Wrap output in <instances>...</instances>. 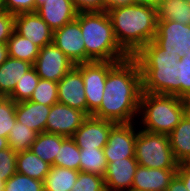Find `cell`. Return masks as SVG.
I'll return each mask as SVG.
<instances>
[{
  "label": "cell",
  "mask_w": 190,
  "mask_h": 191,
  "mask_svg": "<svg viewBox=\"0 0 190 191\" xmlns=\"http://www.w3.org/2000/svg\"><path fill=\"white\" fill-rule=\"evenodd\" d=\"M116 63L113 61H91L75 65L82 73L88 116L93 115L100 108L107 74Z\"/></svg>",
  "instance_id": "obj_6"
},
{
  "label": "cell",
  "mask_w": 190,
  "mask_h": 191,
  "mask_svg": "<svg viewBox=\"0 0 190 191\" xmlns=\"http://www.w3.org/2000/svg\"><path fill=\"white\" fill-rule=\"evenodd\" d=\"M54 166L80 171V149L72 137H64Z\"/></svg>",
  "instance_id": "obj_30"
},
{
  "label": "cell",
  "mask_w": 190,
  "mask_h": 191,
  "mask_svg": "<svg viewBox=\"0 0 190 191\" xmlns=\"http://www.w3.org/2000/svg\"><path fill=\"white\" fill-rule=\"evenodd\" d=\"M107 13L117 43L129 56H134L154 40L158 22L156 7L134 3L111 9Z\"/></svg>",
  "instance_id": "obj_2"
},
{
  "label": "cell",
  "mask_w": 190,
  "mask_h": 191,
  "mask_svg": "<svg viewBox=\"0 0 190 191\" xmlns=\"http://www.w3.org/2000/svg\"><path fill=\"white\" fill-rule=\"evenodd\" d=\"M134 4L132 0H104V11Z\"/></svg>",
  "instance_id": "obj_42"
},
{
  "label": "cell",
  "mask_w": 190,
  "mask_h": 191,
  "mask_svg": "<svg viewBox=\"0 0 190 191\" xmlns=\"http://www.w3.org/2000/svg\"><path fill=\"white\" fill-rule=\"evenodd\" d=\"M78 13L103 12L104 0H71Z\"/></svg>",
  "instance_id": "obj_40"
},
{
  "label": "cell",
  "mask_w": 190,
  "mask_h": 191,
  "mask_svg": "<svg viewBox=\"0 0 190 191\" xmlns=\"http://www.w3.org/2000/svg\"><path fill=\"white\" fill-rule=\"evenodd\" d=\"M9 148L8 139L0 137V151Z\"/></svg>",
  "instance_id": "obj_46"
},
{
  "label": "cell",
  "mask_w": 190,
  "mask_h": 191,
  "mask_svg": "<svg viewBox=\"0 0 190 191\" xmlns=\"http://www.w3.org/2000/svg\"><path fill=\"white\" fill-rule=\"evenodd\" d=\"M16 155L10 147L0 151V179L7 181L16 172Z\"/></svg>",
  "instance_id": "obj_37"
},
{
  "label": "cell",
  "mask_w": 190,
  "mask_h": 191,
  "mask_svg": "<svg viewBox=\"0 0 190 191\" xmlns=\"http://www.w3.org/2000/svg\"><path fill=\"white\" fill-rule=\"evenodd\" d=\"M139 66H177L180 56L163 50L154 40L143 46L133 56Z\"/></svg>",
  "instance_id": "obj_21"
},
{
  "label": "cell",
  "mask_w": 190,
  "mask_h": 191,
  "mask_svg": "<svg viewBox=\"0 0 190 191\" xmlns=\"http://www.w3.org/2000/svg\"><path fill=\"white\" fill-rule=\"evenodd\" d=\"M9 57L7 44H0V65Z\"/></svg>",
  "instance_id": "obj_44"
},
{
  "label": "cell",
  "mask_w": 190,
  "mask_h": 191,
  "mask_svg": "<svg viewBox=\"0 0 190 191\" xmlns=\"http://www.w3.org/2000/svg\"><path fill=\"white\" fill-rule=\"evenodd\" d=\"M40 77L36 73V70L32 66L19 81L16 83V86L13 92L8 96L14 102H22L30 100L33 91L38 85Z\"/></svg>",
  "instance_id": "obj_31"
},
{
  "label": "cell",
  "mask_w": 190,
  "mask_h": 191,
  "mask_svg": "<svg viewBox=\"0 0 190 191\" xmlns=\"http://www.w3.org/2000/svg\"><path fill=\"white\" fill-rule=\"evenodd\" d=\"M142 76L133 56L117 62L108 72L100 108L92 115L114 123H131L139 112Z\"/></svg>",
  "instance_id": "obj_1"
},
{
  "label": "cell",
  "mask_w": 190,
  "mask_h": 191,
  "mask_svg": "<svg viewBox=\"0 0 190 191\" xmlns=\"http://www.w3.org/2000/svg\"><path fill=\"white\" fill-rule=\"evenodd\" d=\"M30 101L52 106L58 102V82L39 79Z\"/></svg>",
  "instance_id": "obj_32"
},
{
  "label": "cell",
  "mask_w": 190,
  "mask_h": 191,
  "mask_svg": "<svg viewBox=\"0 0 190 191\" xmlns=\"http://www.w3.org/2000/svg\"><path fill=\"white\" fill-rule=\"evenodd\" d=\"M79 172L73 169L52 166L43 181L44 191H71L77 182Z\"/></svg>",
  "instance_id": "obj_25"
},
{
  "label": "cell",
  "mask_w": 190,
  "mask_h": 191,
  "mask_svg": "<svg viewBox=\"0 0 190 191\" xmlns=\"http://www.w3.org/2000/svg\"><path fill=\"white\" fill-rule=\"evenodd\" d=\"M15 15L9 12L0 14V44H6L14 31Z\"/></svg>",
  "instance_id": "obj_39"
},
{
  "label": "cell",
  "mask_w": 190,
  "mask_h": 191,
  "mask_svg": "<svg viewBox=\"0 0 190 191\" xmlns=\"http://www.w3.org/2000/svg\"><path fill=\"white\" fill-rule=\"evenodd\" d=\"M37 134L36 131L16 121L7 138L9 147L15 153L30 150L31 145L36 140Z\"/></svg>",
  "instance_id": "obj_29"
},
{
  "label": "cell",
  "mask_w": 190,
  "mask_h": 191,
  "mask_svg": "<svg viewBox=\"0 0 190 191\" xmlns=\"http://www.w3.org/2000/svg\"><path fill=\"white\" fill-rule=\"evenodd\" d=\"M177 69L178 73V97L185 99L190 97V53L187 56H181Z\"/></svg>",
  "instance_id": "obj_36"
},
{
  "label": "cell",
  "mask_w": 190,
  "mask_h": 191,
  "mask_svg": "<svg viewBox=\"0 0 190 191\" xmlns=\"http://www.w3.org/2000/svg\"><path fill=\"white\" fill-rule=\"evenodd\" d=\"M165 0H149V5L158 7L161 3H163Z\"/></svg>",
  "instance_id": "obj_47"
},
{
  "label": "cell",
  "mask_w": 190,
  "mask_h": 191,
  "mask_svg": "<svg viewBox=\"0 0 190 191\" xmlns=\"http://www.w3.org/2000/svg\"><path fill=\"white\" fill-rule=\"evenodd\" d=\"M138 166L135 158H123L108 162L104 176L106 191L132 189L133 178Z\"/></svg>",
  "instance_id": "obj_16"
},
{
  "label": "cell",
  "mask_w": 190,
  "mask_h": 191,
  "mask_svg": "<svg viewBox=\"0 0 190 191\" xmlns=\"http://www.w3.org/2000/svg\"><path fill=\"white\" fill-rule=\"evenodd\" d=\"M14 30L40 48L53 43V31L37 12L15 15Z\"/></svg>",
  "instance_id": "obj_14"
},
{
  "label": "cell",
  "mask_w": 190,
  "mask_h": 191,
  "mask_svg": "<svg viewBox=\"0 0 190 191\" xmlns=\"http://www.w3.org/2000/svg\"><path fill=\"white\" fill-rule=\"evenodd\" d=\"M176 175L182 180L186 189L190 191V165L188 163H179Z\"/></svg>",
  "instance_id": "obj_41"
},
{
  "label": "cell",
  "mask_w": 190,
  "mask_h": 191,
  "mask_svg": "<svg viewBox=\"0 0 190 191\" xmlns=\"http://www.w3.org/2000/svg\"><path fill=\"white\" fill-rule=\"evenodd\" d=\"M142 76V92L174 95L178 97L177 66H139Z\"/></svg>",
  "instance_id": "obj_8"
},
{
  "label": "cell",
  "mask_w": 190,
  "mask_h": 191,
  "mask_svg": "<svg viewBox=\"0 0 190 191\" xmlns=\"http://www.w3.org/2000/svg\"><path fill=\"white\" fill-rule=\"evenodd\" d=\"M139 112L144 115L143 130L169 135L185 115L184 101L174 95L142 92Z\"/></svg>",
  "instance_id": "obj_4"
},
{
  "label": "cell",
  "mask_w": 190,
  "mask_h": 191,
  "mask_svg": "<svg viewBox=\"0 0 190 191\" xmlns=\"http://www.w3.org/2000/svg\"><path fill=\"white\" fill-rule=\"evenodd\" d=\"M183 101H184L185 115L190 119V97L183 99Z\"/></svg>",
  "instance_id": "obj_45"
},
{
  "label": "cell",
  "mask_w": 190,
  "mask_h": 191,
  "mask_svg": "<svg viewBox=\"0 0 190 191\" xmlns=\"http://www.w3.org/2000/svg\"><path fill=\"white\" fill-rule=\"evenodd\" d=\"M154 41L166 52L187 56L190 53V25L158 20Z\"/></svg>",
  "instance_id": "obj_7"
},
{
  "label": "cell",
  "mask_w": 190,
  "mask_h": 191,
  "mask_svg": "<svg viewBox=\"0 0 190 191\" xmlns=\"http://www.w3.org/2000/svg\"><path fill=\"white\" fill-rule=\"evenodd\" d=\"M85 42V62H119L129 55L117 43L111 20L106 11L77 14Z\"/></svg>",
  "instance_id": "obj_3"
},
{
  "label": "cell",
  "mask_w": 190,
  "mask_h": 191,
  "mask_svg": "<svg viewBox=\"0 0 190 191\" xmlns=\"http://www.w3.org/2000/svg\"><path fill=\"white\" fill-rule=\"evenodd\" d=\"M127 191H140V190H136V189H129Z\"/></svg>",
  "instance_id": "obj_52"
},
{
  "label": "cell",
  "mask_w": 190,
  "mask_h": 191,
  "mask_svg": "<svg viewBox=\"0 0 190 191\" xmlns=\"http://www.w3.org/2000/svg\"><path fill=\"white\" fill-rule=\"evenodd\" d=\"M6 12L3 0H0V14Z\"/></svg>",
  "instance_id": "obj_49"
},
{
  "label": "cell",
  "mask_w": 190,
  "mask_h": 191,
  "mask_svg": "<svg viewBox=\"0 0 190 191\" xmlns=\"http://www.w3.org/2000/svg\"><path fill=\"white\" fill-rule=\"evenodd\" d=\"M157 19L190 25V4L185 0H165L157 7Z\"/></svg>",
  "instance_id": "obj_27"
},
{
  "label": "cell",
  "mask_w": 190,
  "mask_h": 191,
  "mask_svg": "<svg viewBox=\"0 0 190 191\" xmlns=\"http://www.w3.org/2000/svg\"><path fill=\"white\" fill-rule=\"evenodd\" d=\"M6 44L10 57L27 61L32 65L36 61L40 51V47L18 34L15 30Z\"/></svg>",
  "instance_id": "obj_26"
},
{
  "label": "cell",
  "mask_w": 190,
  "mask_h": 191,
  "mask_svg": "<svg viewBox=\"0 0 190 191\" xmlns=\"http://www.w3.org/2000/svg\"><path fill=\"white\" fill-rule=\"evenodd\" d=\"M133 3H139V4H148L149 5V0H132Z\"/></svg>",
  "instance_id": "obj_48"
},
{
  "label": "cell",
  "mask_w": 190,
  "mask_h": 191,
  "mask_svg": "<svg viewBox=\"0 0 190 191\" xmlns=\"http://www.w3.org/2000/svg\"><path fill=\"white\" fill-rule=\"evenodd\" d=\"M131 123H116L109 133L107 144L103 148L106 161L135 158V141L137 133Z\"/></svg>",
  "instance_id": "obj_10"
},
{
  "label": "cell",
  "mask_w": 190,
  "mask_h": 191,
  "mask_svg": "<svg viewBox=\"0 0 190 191\" xmlns=\"http://www.w3.org/2000/svg\"><path fill=\"white\" fill-rule=\"evenodd\" d=\"M87 117L85 112L57 102L51 106L45 132L72 137Z\"/></svg>",
  "instance_id": "obj_11"
},
{
  "label": "cell",
  "mask_w": 190,
  "mask_h": 191,
  "mask_svg": "<svg viewBox=\"0 0 190 191\" xmlns=\"http://www.w3.org/2000/svg\"><path fill=\"white\" fill-rule=\"evenodd\" d=\"M58 102L87 114L82 73L75 66L58 82Z\"/></svg>",
  "instance_id": "obj_15"
},
{
  "label": "cell",
  "mask_w": 190,
  "mask_h": 191,
  "mask_svg": "<svg viewBox=\"0 0 190 191\" xmlns=\"http://www.w3.org/2000/svg\"><path fill=\"white\" fill-rule=\"evenodd\" d=\"M45 1H46V0H36V10H37V8H38L41 4H43Z\"/></svg>",
  "instance_id": "obj_51"
},
{
  "label": "cell",
  "mask_w": 190,
  "mask_h": 191,
  "mask_svg": "<svg viewBox=\"0 0 190 191\" xmlns=\"http://www.w3.org/2000/svg\"><path fill=\"white\" fill-rule=\"evenodd\" d=\"M4 191H44V182L16 172L5 182Z\"/></svg>",
  "instance_id": "obj_34"
},
{
  "label": "cell",
  "mask_w": 190,
  "mask_h": 191,
  "mask_svg": "<svg viewBox=\"0 0 190 191\" xmlns=\"http://www.w3.org/2000/svg\"><path fill=\"white\" fill-rule=\"evenodd\" d=\"M71 191H106L104 177L80 171Z\"/></svg>",
  "instance_id": "obj_35"
},
{
  "label": "cell",
  "mask_w": 190,
  "mask_h": 191,
  "mask_svg": "<svg viewBox=\"0 0 190 191\" xmlns=\"http://www.w3.org/2000/svg\"><path fill=\"white\" fill-rule=\"evenodd\" d=\"M177 169H154L138 166L132 189L140 191H166Z\"/></svg>",
  "instance_id": "obj_18"
},
{
  "label": "cell",
  "mask_w": 190,
  "mask_h": 191,
  "mask_svg": "<svg viewBox=\"0 0 190 191\" xmlns=\"http://www.w3.org/2000/svg\"><path fill=\"white\" fill-rule=\"evenodd\" d=\"M3 2L6 11L13 15L36 12V0H3Z\"/></svg>",
  "instance_id": "obj_38"
},
{
  "label": "cell",
  "mask_w": 190,
  "mask_h": 191,
  "mask_svg": "<svg viewBox=\"0 0 190 191\" xmlns=\"http://www.w3.org/2000/svg\"><path fill=\"white\" fill-rule=\"evenodd\" d=\"M107 161L103 148L80 149V171L105 176Z\"/></svg>",
  "instance_id": "obj_28"
},
{
  "label": "cell",
  "mask_w": 190,
  "mask_h": 191,
  "mask_svg": "<svg viewBox=\"0 0 190 191\" xmlns=\"http://www.w3.org/2000/svg\"><path fill=\"white\" fill-rule=\"evenodd\" d=\"M168 137L175 159L178 163H187L190 160V119L184 115Z\"/></svg>",
  "instance_id": "obj_22"
},
{
  "label": "cell",
  "mask_w": 190,
  "mask_h": 191,
  "mask_svg": "<svg viewBox=\"0 0 190 191\" xmlns=\"http://www.w3.org/2000/svg\"><path fill=\"white\" fill-rule=\"evenodd\" d=\"M166 191H188L184 186L182 180L175 174L171 179Z\"/></svg>",
  "instance_id": "obj_43"
},
{
  "label": "cell",
  "mask_w": 190,
  "mask_h": 191,
  "mask_svg": "<svg viewBox=\"0 0 190 191\" xmlns=\"http://www.w3.org/2000/svg\"><path fill=\"white\" fill-rule=\"evenodd\" d=\"M64 136L54 133L41 132L37 134L36 140L31 145L30 150L43 161L54 166L56 155L62 144Z\"/></svg>",
  "instance_id": "obj_24"
},
{
  "label": "cell",
  "mask_w": 190,
  "mask_h": 191,
  "mask_svg": "<svg viewBox=\"0 0 190 191\" xmlns=\"http://www.w3.org/2000/svg\"><path fill=\"white\" fill-rule=\"evenodd\" d=\"M51 106H46L30 100L16 103V121L26 125L38 134L45 132L47 117Z\"/></svg>",
  "instance_id": "obj_19"
},
{
  "label": "cell",
  "mask_w": 190,
  "mask_h": 191,
  "mask_svg": "<svg viewBox=\"0 0 190 191\" xmlns=\"http://www.w3.org/2000/svg\"><path fill=\"white\" fill-rule=\"evenodd\" d=\"M135 159L139 166L154 169H177L169 137L146 130L138 131L135 141Z\"/></svg>",
  "instance_id": "obj_5"
},
{
  "label": "cell",
  "mask_w": 190,
  "mask_h": 191,
  "mask_svg": "<svg viewBox=\"0 0 190 191\" xmlns=\"http://www.w3.org/2000/svg\"><path fill=\"white\" fill-rule=\"evenodd\" d=\"M36 12L53 32L76 19L78 14L71 0H46Z\"/></svg>",
  "instance_id": "obj_17"
},
{
  "label": "cell",
  "mask_w": 190,
  "mask_h": 191,
  "mask_svg": "<svg viewBox=\"0 0 190 191\" xmlns=\"http://www.w3.org/2000/svg\"><path fill=\"white\" fill-rule=\"evenodd\" d=\"M116 123L88 116L76 130L72 138L79 149H100L107 144L111 128Z\"/></svg>",
  "instance_id": "obj_13"
},
{
  "label": "cell",
  "mask_w": 190,
  "mask_h": 191,
  "mask_svg": "<svg viewBox=\"0 0 190 191\" xmlns=\"http://www.w3.org/2000/svg\"><path fill=\"white\" fill-rule=\"evenodd\" d=\"M5 182L6 181L0 179V191H4Z\"/></svg>",
  "instance_id": "obj_50"
},
{
  "label": "cell",
  "mask_w": 190,
  "mask_h": 191,
  "mask_svg": "<svg viewBox=\"0 0 190 191\" xmlns=\"http://www.w3.org/2000/svg\"><path fill=\"white\" fill-rule=\"evenodd\" d=\"M75 64L53 43L40 48L33 64L41 79L59 82Z\"/></svg>",
  "instance_id": "obj_9"
},
{
  "label": "cell",
  "mask_w": 190,
  "mask_h": 191,
  "mask_svg": "<svg viewBox=\"0 0 190 191\" xmlns=\"http://www.w3.org/2000/svg\"><path fill=\"white\" fill-rule=\"evenodd\" d=\"M33 65L27 61L8 57L0 65V97H8L16 83Z\"/></svg>",
  "instance_id": "obj_20"
},
{
  "label": "cell",
  "mask_w": 190,
  "mask_h": 191,
  "mask_svg": "<svg viewBox=\"0 0 190 191\" xmlns=\"http://www.w3.org/2000/svg\"><path fill=\"white\" fill-rule=\"evenodd\" d=\"M52 165L43 161L31 150L19 152L16 155L17 173L29 176L33 179L44 181Z\"/></svg>",
  "instance_id": "obj_23"
},
{
  "label": "cell",
  "mask_w": 190,
  "mask_h": 191,
  "mask_svg": "<svg viewBox=\"0 0 190 191\" xmlns=\"http://www.w3.org/2000/svg\"><path fill=\"white\" fill-rule=\"evenodd\" d=\"M16 102L9 97H0V137L8 135L16 122Z\"/></svg>",
  "instance_id": "obj_33"
},
{
  "label": "cell",
  "mask_w": 190,
  "mask_h": 191,
  "mask_svg": "<svg viewBox=\"0 0 190 191\" xmlns=\"http://www.w3.org/2000/svg\"><path fill=\"white\" fill-rule=\"evenodd\" d=\"M79 21L66 23L53 32V44L56 45L73 64L85 63V42Z\"/></svg>",
  "instance_id": "obj_12"
}]
</instances>
